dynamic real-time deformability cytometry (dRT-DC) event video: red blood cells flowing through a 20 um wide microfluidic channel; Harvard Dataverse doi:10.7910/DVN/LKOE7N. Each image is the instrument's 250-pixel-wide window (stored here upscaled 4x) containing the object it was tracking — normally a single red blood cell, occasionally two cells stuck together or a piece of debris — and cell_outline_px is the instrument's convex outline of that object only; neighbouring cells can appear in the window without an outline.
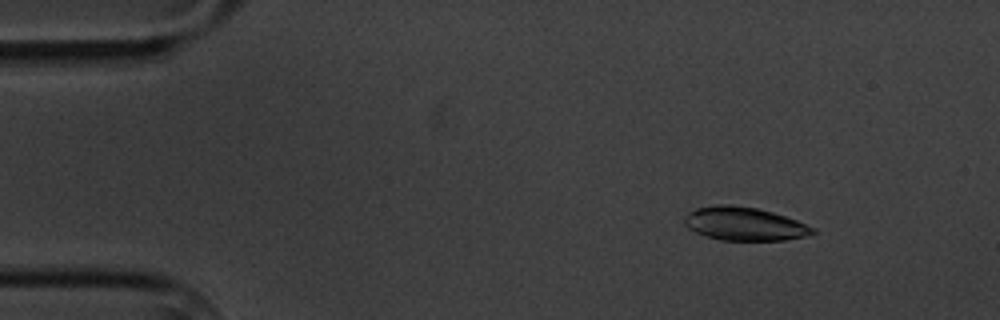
{"species": "common noctule bat (a hibernating species)", "species_latin": "Nyctalus noctula", "temperature_condition": "cold", "stored_images_in_passage": 6, "camera_frame_rate_fps": 3000, "um_per_image_px": 0.085, "animal": {"sex": "male", "body_mass_g": 20.1, "forearm_length_mm": 53.5}, "frame": {"image": 1, "passage_image": 2, "time_ms": 1.0, "image_size_px": [1000, 320], "cell_outline_px": [[816, 232], [808, 236], [784, 240], [720, 240], [696, 232], [688, 228], [684, 224], [684, 216], [688, 212], [696, 208], [716, 204], [732, 204], [756, 208], [772, 212], [796, 220], [816, 228]], "centroid_in_image_um": [63.27, 19.02], "position_along_channel_um": 21.7, "area_um2": 25.03}}
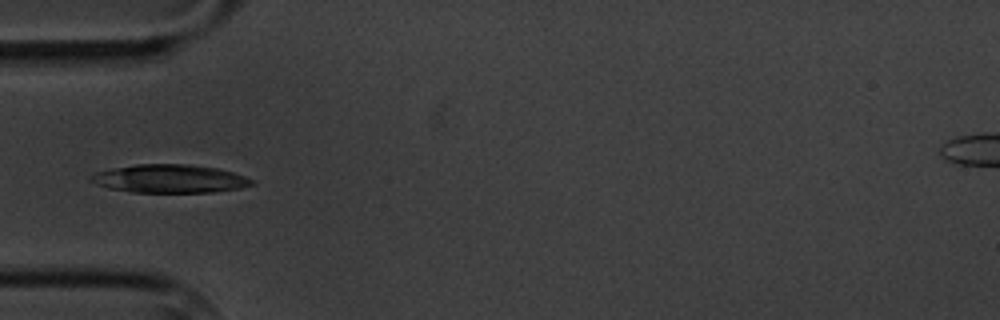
{"frame": {"image": 2, "passage_image": 5, "time_ms": 4.667, "image_size_px": [1000, 320], "cell_outline_px": [[256, 184], [240, 188], [212, 192], [132, 192], [108, 188], [96, 184], [88, 180], [88, 176], [92, 172], [112, 168], [136, 164], [188, 164], [216, 168], [232, 172], [256, 180]], "centroid_in_image_um": [14.38, 15.19], "position_along_channel_um": 70.6, "area_um2": 26.76}}
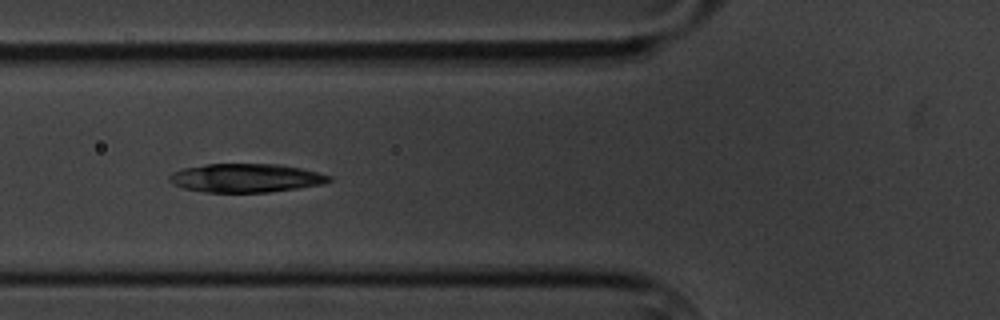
{"frame": {"image": 3, "passage_image": 6, "time_ms": 5.667, "image_size_px": [1000, 320], "cell_outline_px": [[332, 180], [324, 184], [268, 192], [204, 192], [184, 188], [172, 184], [168, 180], [168, 176], [172, 172], [184, 168], [204, 164], [280, 164], [300, 168], [332, 176]], "centroid_in_image_um": [20.87, 15.12], "position_along_channel_um": 104.9, "area_um2": 26.65}}